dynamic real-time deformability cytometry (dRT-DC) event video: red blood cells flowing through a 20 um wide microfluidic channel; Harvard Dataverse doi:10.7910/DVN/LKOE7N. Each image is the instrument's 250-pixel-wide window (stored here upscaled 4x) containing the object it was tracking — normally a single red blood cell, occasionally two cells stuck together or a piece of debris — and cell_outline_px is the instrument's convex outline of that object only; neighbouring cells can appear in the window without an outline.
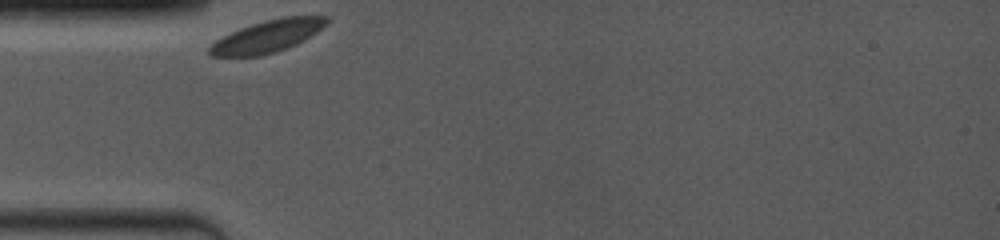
{"species": "common noctule bat (a hibernating species)", "species_latin": "Nyctalus noctula", "temperature_condition": "room temperature", "stored_images_in_passage": 2, "camera_frame_rate_fps": 4000, "um_per_image_px": 0.085, "animal": {"sex": "female", "body_mass_g": 19.0, "forearm_length_mm": 53.3}, "frame": {"image": 1, "passage_image": 1, "time_ms": 0.0, "image_size_px": [1000, 240], "cell_outline_px": [[328, 24], [304, 40], [296, 44], [276, 52], [260, 56], [212, 56], [208, 52], [208, 48], [216, 40], [240, 28], [264, 20], [284, 16], [328, 16]], "centroid_in_image_um": [22.75, 3.08], "position_along_channel_um": 62.2, "area_um2": 21.85}}
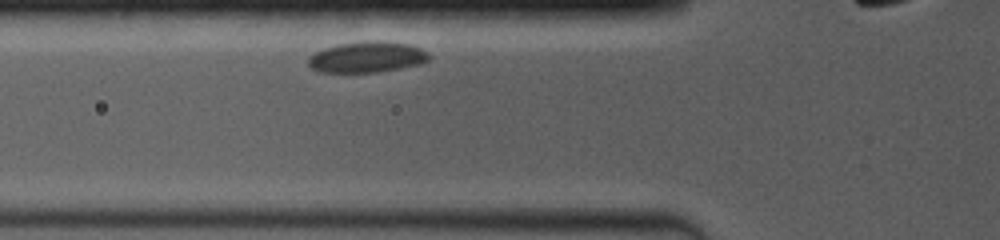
{"frame": {"image": 2, "passage_image": 2, "time_ms": 1.0, "image_size_px": [1000, 240], "cell_outline_px": [[428, 60], [420, 64], [380, 72], [316, 72], [308, 64], [308, 56], [324, 48], [340, 44], [364, 40], [384, 40], [408, 44], [420, 48], [428, 52]], "centroid_in_image_um": [31.18, 4.84], "position_along_channel_um": 94.6, "area_um2": 21.91}}